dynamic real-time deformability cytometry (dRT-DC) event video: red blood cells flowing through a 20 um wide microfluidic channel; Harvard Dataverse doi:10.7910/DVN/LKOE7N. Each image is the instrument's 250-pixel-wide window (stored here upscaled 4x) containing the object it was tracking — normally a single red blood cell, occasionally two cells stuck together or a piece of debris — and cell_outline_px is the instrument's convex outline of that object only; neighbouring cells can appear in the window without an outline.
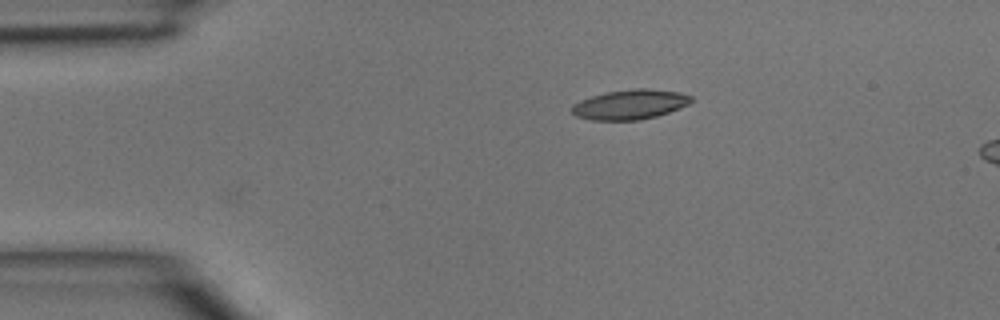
{"species": "common noctule bat (a hibernating species)", "species_latin": "Nyctalus noctula", "temperature_condition": "room temperature", "stored_images_in_passage": 5, "camera_frame_rate_fps": 3000, "um_per_image_px": 0.085, "animal": {"sex": "male", "body_mass_g": 15.6}, "frame": {"image": 1, "passage_image": 1, "time_ms": 0.0, "image_size_px": [1000, 320], "cell_outline_px": [[692, 100], [688, 104], [680, 108], [656, 116], [640, 120], [592, 120], [576, 116], [572, 112], [572, 104], [580, 100], [604, 92], [636, 88], [648, 88], [680, 92], [692, 96]], "centroid_in_image_um": [53.55, 8.87], "position_along_channel_um": 31.5, "area_um2": 20.75}}